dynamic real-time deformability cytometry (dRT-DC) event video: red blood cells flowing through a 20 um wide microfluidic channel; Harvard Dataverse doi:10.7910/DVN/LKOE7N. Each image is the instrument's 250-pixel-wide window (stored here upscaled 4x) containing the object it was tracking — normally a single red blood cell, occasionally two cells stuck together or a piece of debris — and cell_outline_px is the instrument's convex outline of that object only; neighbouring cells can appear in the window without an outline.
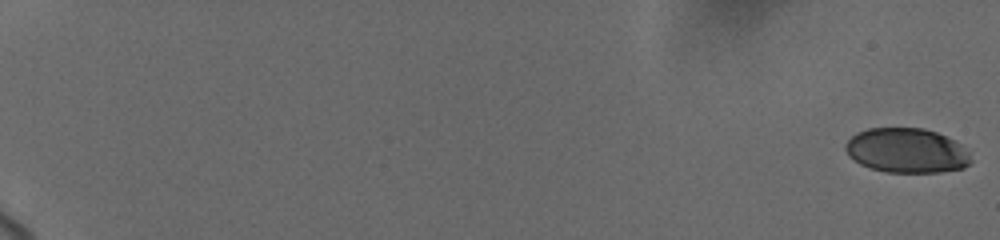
{"species": "human", "species_latin": "Homo sapiens", "temperature_condition": "cold", "stored_images_in_passage": 75, "camera_frame_rate_fps": 3000, "um_per_image_px": 0.085, "donor": {"sex": "female"}, "frame": {"image": 1, "passage_image": 1, "time_ms": 0.0, "image_size_px": [1000, 240], "cell_outline_px": [[972, 160], [964, 168], [940, 172], [888, 172], [872, 168], [860, 164], [848, 156], [844, 148], [844, 144], [856, 132], [868, 128], [924, 128], [936, 132], [960, 144], [968, 152]], "centroid_in_image_um": [77.03, 12.79], "position_along_channel_um": 8.0, "area_um2": 32.6}}
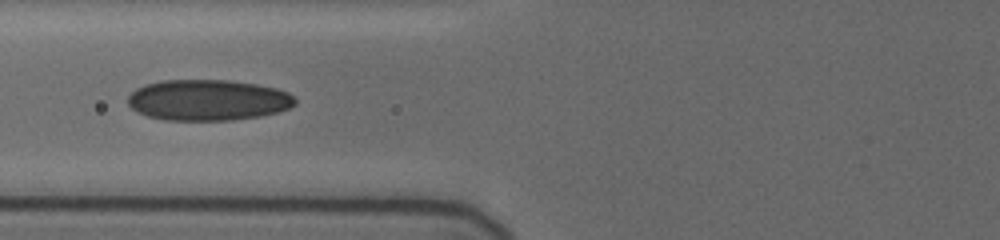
{"frame": {"image": 2, "passage_image": 63, "time_ms": 9.0, "image_size_px": [1000, 240], "cell_outline_px": [[296, 104], [288, 108], [276, 112], [260, 116], [232, 120], [164, 120], [148, 116], [132, 108], [128, 104], [128, 96], [136, 88], [144, 84], [160, 80], [228, 80], [256, 84], [276, 88], [288, 92], [296, 100]], "centroid_in_image_um": [17.66, 8.5], "position_along_channel_um": 108.1, "area_um2": 39.88}}
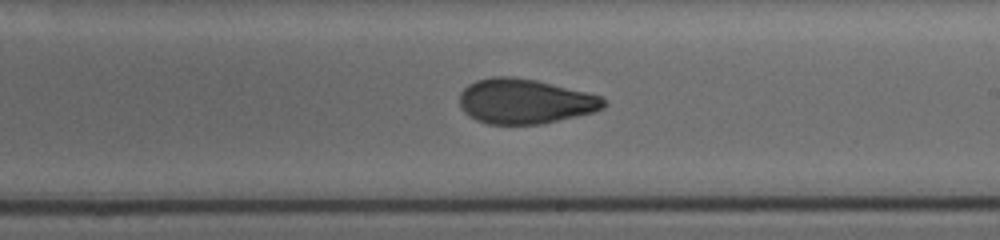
{"frame": {"image": 3, "passage_image": 75, "time_ms": 12.667, "image_size_px": [1000, 240], "cell_outline_px": [[608, 104], [604, 108], [592, 112], [576, 116], [540, 124], [488, 124], [476, 120], [468, 116], [460, 108], [460, 92], [468, 84], [476, 80], [492, 76], [512, 76], [536, 80], [600, 96], [608, 100]], "centroid_in_image_um": [44.58, 8.61], "position_along_channel_um": 244.4, "area_um2": 37.74}}